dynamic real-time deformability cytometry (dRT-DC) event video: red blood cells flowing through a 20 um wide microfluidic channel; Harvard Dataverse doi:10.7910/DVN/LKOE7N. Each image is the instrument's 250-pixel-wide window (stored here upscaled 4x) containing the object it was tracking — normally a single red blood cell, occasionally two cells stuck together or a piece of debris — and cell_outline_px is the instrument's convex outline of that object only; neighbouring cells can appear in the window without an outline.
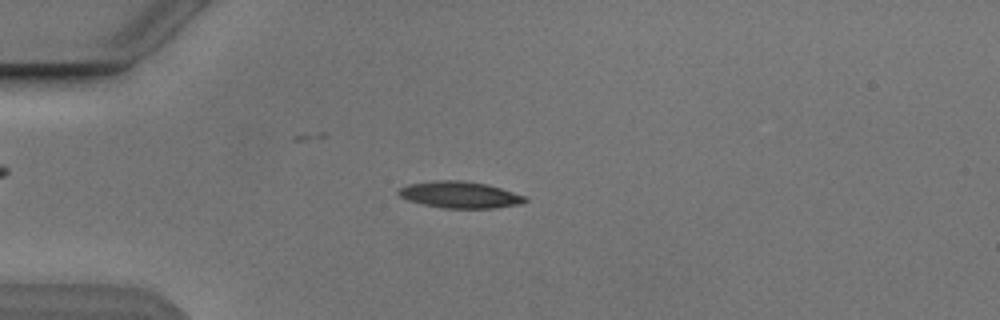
{"species": "Egyptian fruit bat (a non-hibernating species)", "species_latin": "Rousettus aegyptiacus", "temperature_condition": "cold", "stored_images_in_passage": 2, "camera_frame_rate_fps": 3000, "um_per_image_px": 0.085, "animal": {"sex": "male"}, "frame": {"image": 1, "passage_image": 1, "time_ms": 0.0, "image_size_px": [1000, 320], "cell_outline_px": [[528, 200], [520, 204], [496, 208], [444, 208], [420, 204], [408, 200], [400, 196], [396, 192], [400, 188], [408, 184], [432, 180], [464, 180], [488, 184], [524, 196]], "centroid_in_image_um": [39.05, 16.55], "position_along_channel_um": 45.9, "area_um2": 19.71}}